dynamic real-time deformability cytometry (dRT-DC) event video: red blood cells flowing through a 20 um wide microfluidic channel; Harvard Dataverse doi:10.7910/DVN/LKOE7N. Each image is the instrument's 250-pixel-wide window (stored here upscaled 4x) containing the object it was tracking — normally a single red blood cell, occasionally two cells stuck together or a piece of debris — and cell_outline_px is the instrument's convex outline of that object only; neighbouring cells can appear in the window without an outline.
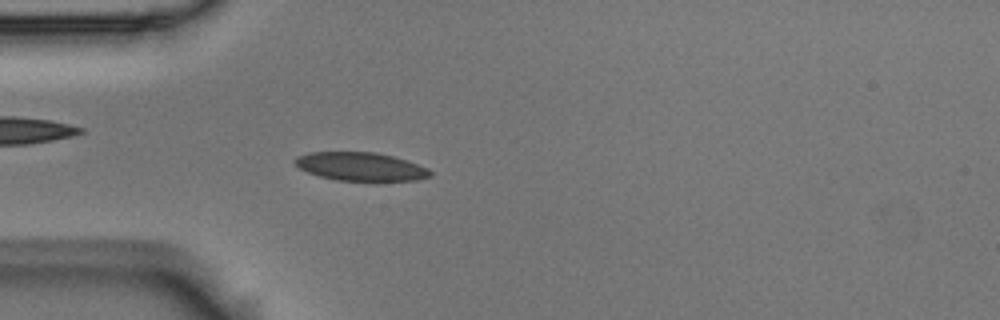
{"species": "Egyptian fruit bat (a non-hibernating species)", "species_latin": "Rousettus aegyptiacus", "temperature_condition": "room temperature", "stored_images_in_passage": 43, "camera_frame_rate_fps": 3000, "um_per_image_px": 0.085, "animal": {"sex": "male"}, "frame": {"image": 1, "passage_image": 5, "time_ms": 1.333, "image_size_px": [1000, 320], "cell_outline_px": [[432, 176], [416, 180], [380, 184], [376, 184], [336, 180], [320, 176], [308, 172], [300, 168], [292, 160], [296, 156], [308, 152], [376, 152], [392, 156], [428, 168], [432, 172]], "centroid_in_image_um": [30.69, 14.21], "position_along_channel_um": 54.3, "area_um2": 23.35}}
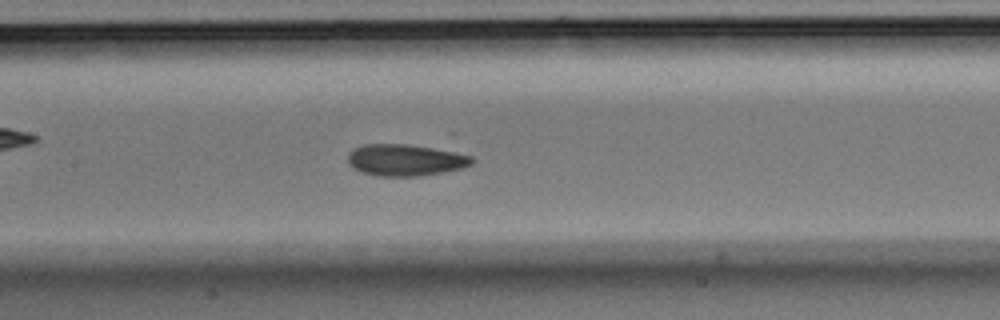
{"frame": {"image": 2, "passage_image": 15, "time_ms": 4.667, "image_size_px": [1000, 320], "cell_outline_px": [[476, 160], [472, 164], [464, 168], [444, 172], [420, 176], [376, 176], [360, 172], [352, 168], [348, 164], [348, 152], [364, 144], [408, 144], [432, 148], [472, 156]], "centroid_in_image_um": [34.44, 13.62], "position_along_channel_um": 173.0, "area_um2": 23.0}}
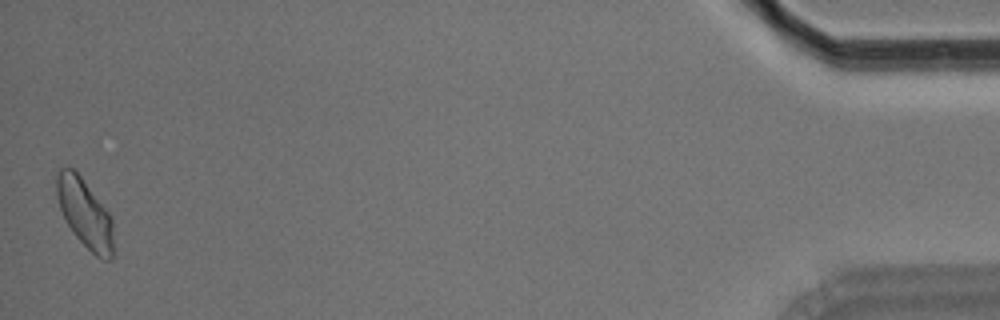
{"frame": {"image": 3, "passage_image": 43, "time_ms": 14.0, "image_size_px": [1000, 320], "cell_outline_px": [[112, 260], [104, 260], [96, 256], [72, 232], [60, 208], [56, 196], [56, 176], [60, 168], [72, 168], [80, 176], [112, 216]], "centroid_in_image_um": [7.21, 18.13], "position_along_channel_um": 428.0, "area_um2": 22.37}, "authors_computed_cell_mechanics": {"area_um2": 22.4264, "velocity_mm_per_s": 3.7175, "shape_relaxation_time_tau1_ms": 4.5817, "shape_relaxation_time_tau2_ms": 2.9247, "deformation_change_tau1": 0.1029, "deformation_change_tau2": 0.0781}}